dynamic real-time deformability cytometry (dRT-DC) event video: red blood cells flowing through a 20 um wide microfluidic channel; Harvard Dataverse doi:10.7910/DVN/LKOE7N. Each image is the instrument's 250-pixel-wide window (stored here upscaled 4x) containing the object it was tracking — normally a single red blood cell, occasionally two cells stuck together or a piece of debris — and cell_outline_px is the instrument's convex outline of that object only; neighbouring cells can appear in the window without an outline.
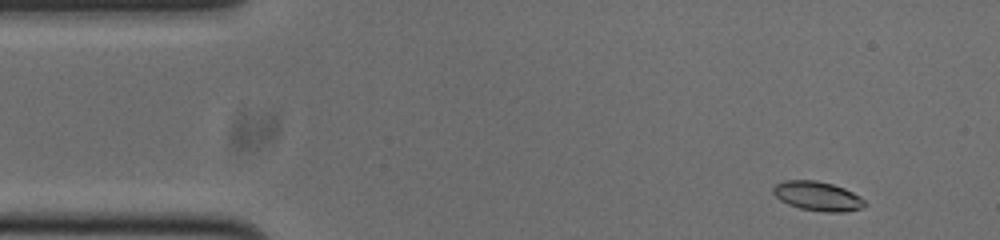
{"species": "common noctule bat (a hibernating species)", "species_latin": "Nyctalus noctula", "temperature_condition": "cold", "stored_images_in_passage": 51, "camera_frame_rate_fps": 3000, "um_per_image_px": 0.085, "animal": {"sex": "male", "body_mass_g": 20.0, "forearm_length_mm": 53.3}, "frame": {"image": 1, "passage_image": 2, "time_ms": 0.333, "image_size_px": [1000, 240], "cell_outline_px": [[868, 204], [860, 208], [844, 212], [828, 212], [800, 208], [788, 204], [780, 200], [772, 192], [772, 188], [776, 184], [784, 180], [816, 180], [832, 184], [844, 188], [860, 196]], "centroid_in_image_um": [69.49, 16.66], "position_along_channel_um": 15.5, "area_um2": 15.61}}
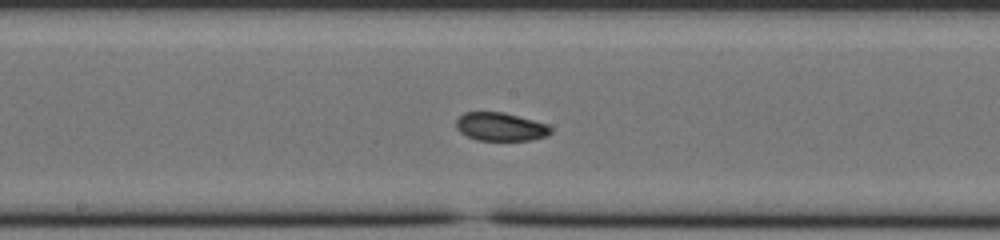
{"frame": {"image": 2, "passage_image": 24, "time_ms": 7.667, "image_size_px": [1000, 240], "cell_outline_px": [[552, 132], [548, 136], [532, 140], [476, 140], [460, 132], [456, 128], [456, 120], [464, 112], [504, 112], [548, 124], [552, 128]], "centroid_in_image_um": [42.57, 10.77], "position_along_channel_um": 205.6, "area_um2": 15.72}}
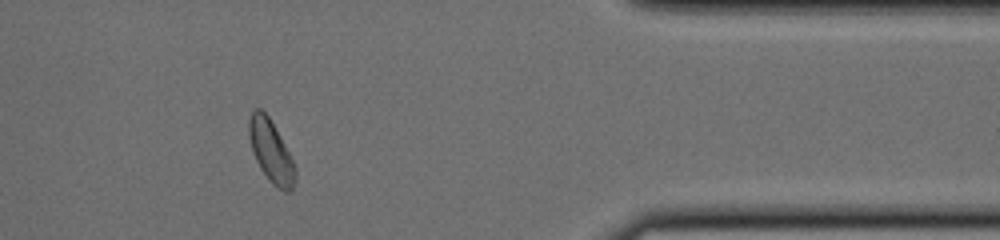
{"frame": {"image": 3, "passage_image": 41, "time_ms": 13.333, "image_size_px": [1000, 240], "cell_outline_px": [[296, 180], [292, 188], [288, 192], [284, 192], [276, 188], [268, 180], [260, 168], [252, 152], [248, 136], [248, 120], [252, 108], [260, 108], [268, 116], [284, 144], [296, 168]], "centroid_in_image_um": [23.0, 12.87], "position_along_channel_um": 388.4, "area_um2": 16.88}, "authors_computed_cell_mechanics": {"area_um2": 16.0106, "velocity_mm_per_s": 3.7494, "shape_relaxation_time_tau1_ms": 3.3795, "shape_relaxation_time_tau2_ms": 4.4414, "deformation_change_tau1": 0.0988, "deformation_change_tau2": 0.0585}}